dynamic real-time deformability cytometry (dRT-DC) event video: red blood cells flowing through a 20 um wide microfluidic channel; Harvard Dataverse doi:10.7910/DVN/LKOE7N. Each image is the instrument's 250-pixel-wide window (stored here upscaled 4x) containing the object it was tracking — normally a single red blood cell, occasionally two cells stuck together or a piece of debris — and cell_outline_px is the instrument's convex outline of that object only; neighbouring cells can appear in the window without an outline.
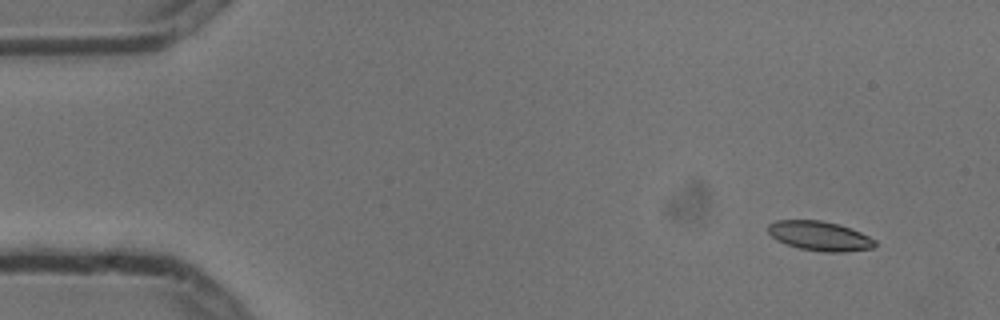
{"species": "common noctule bat (a hibernating species)", "species_latin": "Nyctalus noctula", "temperature_condition": "cold", "stored_images_in_passage": 5, "camera_frame_rate_fps": 3000, "um_per_image_px": 0.085, "animal": {"sex": "male", "body_mass_g": 13.3}, "frame": {"image": 1, "passage_image": 2, "time_ms": 0.333, "image_size_px": [1000, 320], "cell_outline_px": [[876, 244], [872, 248], [844, 252], [824, 252], [800, 248], [776, 240], [768, 232], [768, 224], [776, 220], [820, 220], [840, 224], [860, 232], [876, 240]], "centroid_in_image_um": [69.67, 20.05], "position_along_channel_um": 15.3, "area_um2": 18.32}}
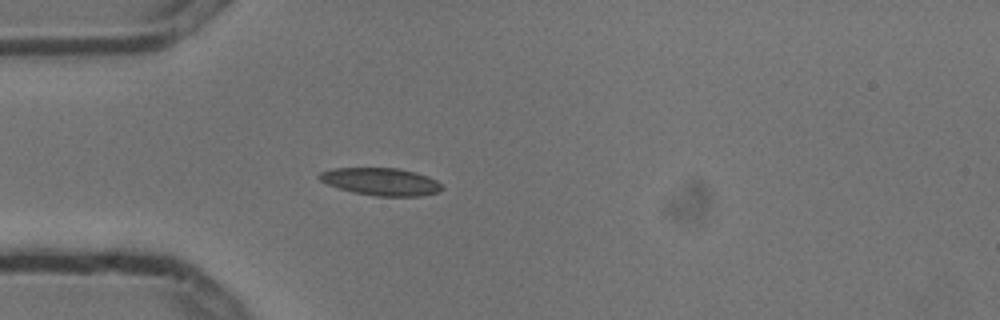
{"frame": {"image": 2, "passage_image": 5, "time_ms": 1.333, "image_size_px": [1000, 320], "cell_outline_px": [[444, 188], [440, 192], [420, 196], [376, 196], [352, 192], [328, 184], [320, 180], [316, 176], [320, 172], [332, 168], [396, 168], [416, 172], [428, 176], [436, 180]], "centroid_in_image_um": [32.39, 15.44], "position_along_channel_um": 52.6, "area_um2": 19.71}}